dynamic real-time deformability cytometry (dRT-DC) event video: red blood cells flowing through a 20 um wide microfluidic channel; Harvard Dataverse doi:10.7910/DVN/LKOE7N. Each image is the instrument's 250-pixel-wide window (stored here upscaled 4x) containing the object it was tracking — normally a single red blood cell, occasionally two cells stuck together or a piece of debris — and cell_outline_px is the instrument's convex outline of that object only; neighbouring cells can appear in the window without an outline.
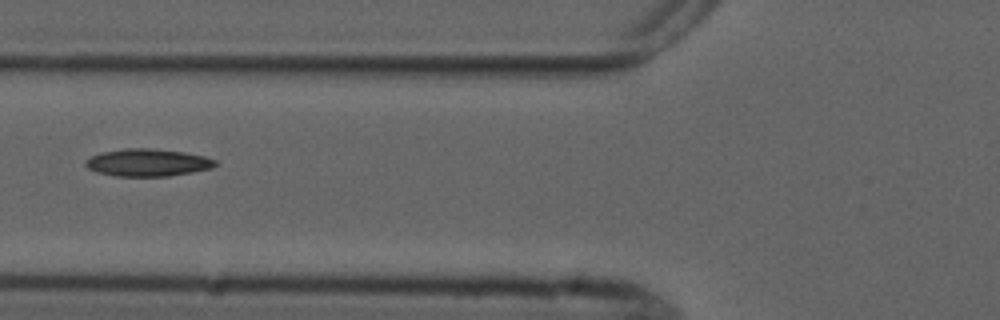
{"species": "common noctule bat (a hibernating species)", "species_latin": "Nyctalus noctula", "temperature_condition": "cold", "stored_images_in_passage": 6, "camera_frame_rate_fps": 3000, "um_per_image_px": 0.085, "animal": {"sex": "male", "forearm_length_mm": 52.5}, "frame": {"image": 1, "passage_image": 6, "time_ms": 6.667, "image_size_px": [1000, 320], "cell_outline_px": [[220, 164], [212, 168], [192, 172], [168, 176], [116, 176], [96, 172], [88, 168], [84, 164], [84, 160], [92, 156], [104, 152], [124, 148], [148, 148], [184, 152], [204, 156], [216, 160]], "centroid_in_image_um": [12.57, 13.82], "position_along_channel_um": 113.2, "area_um2": 20.75}}